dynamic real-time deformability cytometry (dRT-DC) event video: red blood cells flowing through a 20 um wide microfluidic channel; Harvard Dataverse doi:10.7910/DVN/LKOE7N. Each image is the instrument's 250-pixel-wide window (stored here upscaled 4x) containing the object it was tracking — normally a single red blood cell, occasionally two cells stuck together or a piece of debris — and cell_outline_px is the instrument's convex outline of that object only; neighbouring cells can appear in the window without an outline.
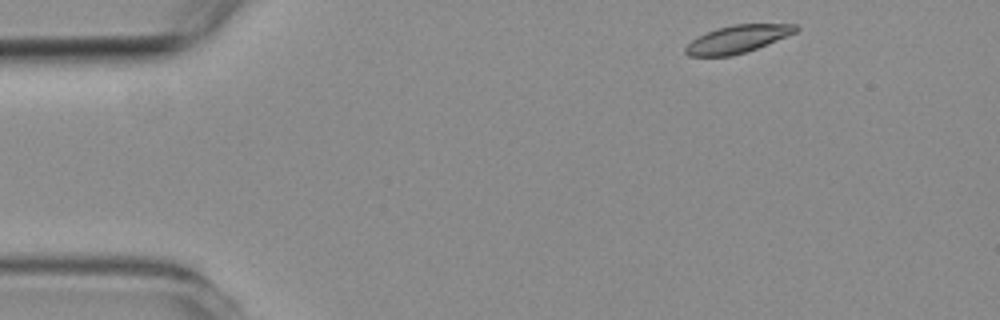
{"species": "common noctule bat (a hibernating species)", "species_latin": "Nyctalus noctula", "temperature_condition": "room temperature", "stored_images_in_passage": 4, "camera_frame_rate_fps": 3000, "um_per_image_px": 0.085, "animal": {"sex": "female", "body_mass_g": 19.3, "forearm_length_mm": 54.1}, "frame": {"image": 1, "passage_image": 1, "time_ms": 0.0, "image_size_px": [1000, 320], "cell_outline_px": [[800, 28], [796, 32], [756, 48], [732, 56], [688, 56], [684, 52], [684, 48], [692, 40], [716, 28], [732, 24], [796, 24]], "centroid_in_image_um": [62.68, 3.32], "position_along_channel_um": 22.3, "area_um2": 17.51}}
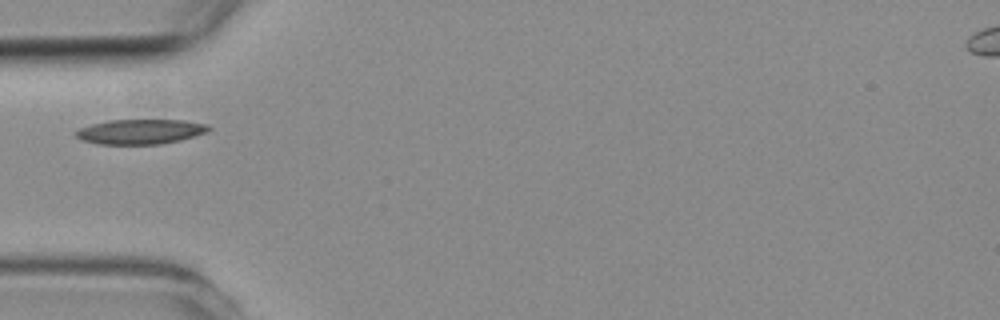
{"frame": {"image": 2, "passage_image": 4, "time_ms": 3.333, "image_size_px": [1000, 320], "cell_outline_px": [[212, 128], [208, 132], [180, 140], [160, 144], [100, 144], [84, 140], [76, 136], [72, 132], [80, 128], [92, 124], [108, 120], [184, 120], [208, 124]], "centroid_in_image_um": [11.96, 11.18], "position_along_channel_um": 73.0, "area_um2": 19.25}}